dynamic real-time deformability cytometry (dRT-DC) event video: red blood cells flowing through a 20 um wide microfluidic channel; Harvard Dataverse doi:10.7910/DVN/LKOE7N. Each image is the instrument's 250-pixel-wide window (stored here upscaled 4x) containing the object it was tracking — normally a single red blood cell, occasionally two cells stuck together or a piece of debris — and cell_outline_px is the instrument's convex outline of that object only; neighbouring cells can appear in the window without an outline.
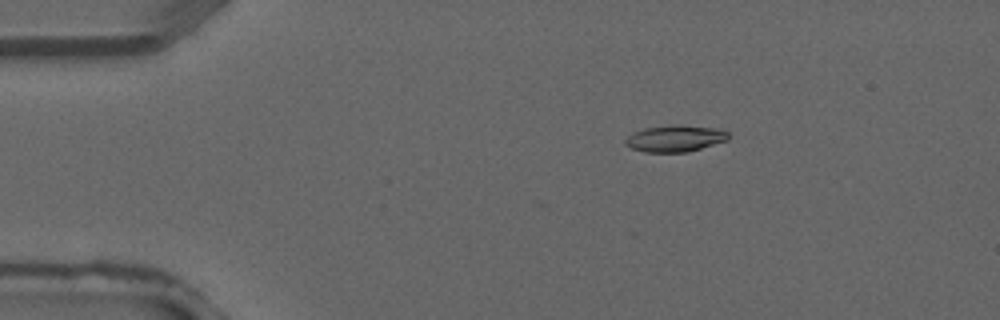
{"species": "common noctule bat (a hibernating species)", "species_latin": "Nyctalus noctula", "temperature_condition": "warm", "stored_images_in_passage": 2, "camera_frame_rate_fps": 3000, "um_per_image_px": 0.085, "animal": {"sex": "male", "forearm_length_mm": 52.5}, "frame": {"image": 1, "passage_image": 1, "time_ms": 0.0, "image_size_px": [1000, 320], "cell_outline_px": [[728, 140], [688, 152], [644, 152], [632, 148], [624, 144], [624, 140], [632, 132], [644, 128], [676, 124], [680, 124], [720, 128], [728, 132]], "centroid_in_image_um": [57.39, 11.75], "position_along_channel_um": 27.6, "area_um2": 16.18}}